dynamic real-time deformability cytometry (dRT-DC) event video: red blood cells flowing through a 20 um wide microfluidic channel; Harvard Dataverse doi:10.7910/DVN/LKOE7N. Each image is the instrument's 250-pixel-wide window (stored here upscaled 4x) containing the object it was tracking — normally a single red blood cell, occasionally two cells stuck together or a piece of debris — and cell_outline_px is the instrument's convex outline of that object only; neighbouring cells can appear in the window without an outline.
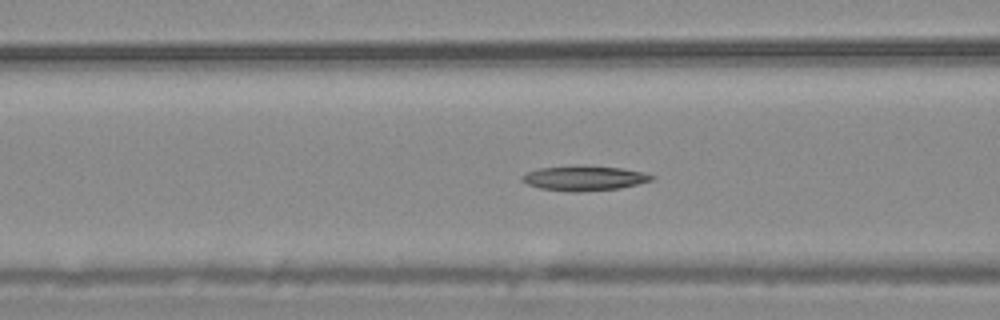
{"species": "common noctule bat (a hibernating species)", "species_latin": "Nyctalus noctula", "temperature_condition": "warm", "stored_images_in_passage": 44, "camera_frame_rate_fps": 3000, "um_per_image_px": 0.085, "animal": {"sex": "male", "body_mass_g": 20.4}, "frame": {"image": 1, "passage_image": 22, "time_ms": 7.0, "image_size_px": [1000, 320], "cell_outline_px": [[656, 176], [652, 180], [620, 188], [576, 192], [572, 192], [540, 188], [528, 184], [520, 180], [520, 176], [536, 168], [580, 164], [624, 168], [644, 172]], "centroid_in_image_um": [49.64, 15.12], "position_along_channel_um": 117.0, "area_um2": 19.13}}
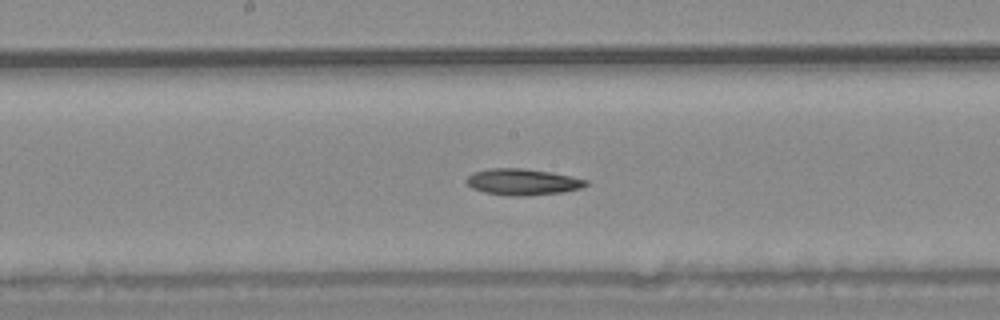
{"frame": {"image": 2, "passage_image": 29, "time_ms": 9.333, "image_size_px": [1000, 320], "cell_outline_px": [[588, 184], [584, 188], [564, 192], [528, 196], [508, 196], [484, 192], [472, 188], [464, 180], [472, 172], [488, 168], [524, 168], [552, 172], [588, 180]], "centroid_in_image_um": [44.43, 15.46], "position_along_channel_um": 203.8, "area_um2": 18.67}}
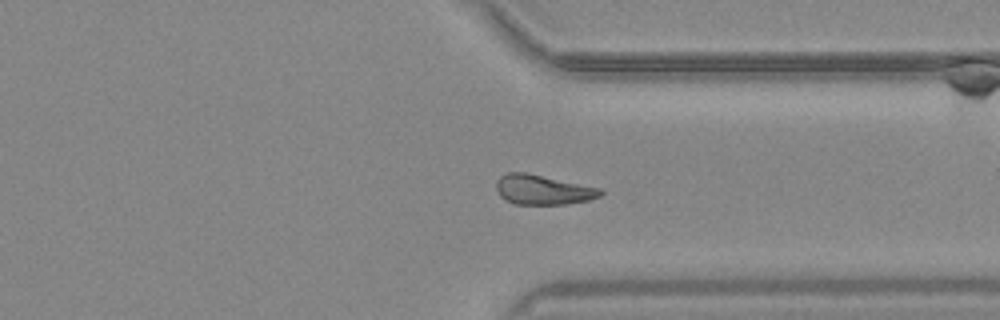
{"frame": {"image": 3, "passage_image": 42, "time_ms": 13.667, "image_size_px": [1000, 320], "cell_outline_px": [[604, 192], [600, 196], [588, 200], [564, 204], [512, 204], [504, 200], [500, 196], [496, 188], [496, 180], [500, 176], [508, 172], [524, 172], [604, 188]], "centroid_in_image_um": [46.15, 16.12], "position_along_channel_um": 365.3, "area_um2": 18.26}}